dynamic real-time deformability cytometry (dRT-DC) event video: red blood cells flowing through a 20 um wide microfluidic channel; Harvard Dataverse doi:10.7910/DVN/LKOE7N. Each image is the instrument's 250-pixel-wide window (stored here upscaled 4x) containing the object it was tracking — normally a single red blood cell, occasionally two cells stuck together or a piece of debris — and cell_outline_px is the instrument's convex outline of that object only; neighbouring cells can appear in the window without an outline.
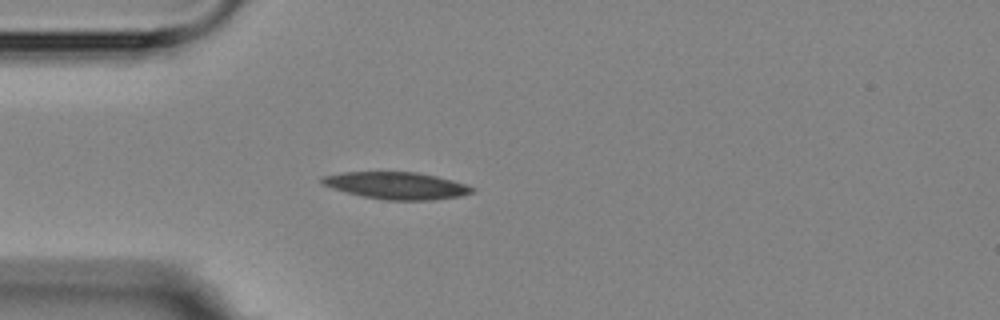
{"species": "Egyptian fruit bat (a non-hibernating species)", "species_latin": "Rousettus aegyptiacus", "temperature_condition": "room temperature", "stored_images_in_passage": 4, "camera_frame_rate_fps": 3000, "um_per_image_px": 0.085, "animal": {"sex": "female"}, "frame": {"image": 1, "passage_image": 4, "time_ms": 3.333, "image_size_px": [1000, 320], "cell_outline_px": [[476, 192], [460, 196], [432, 200], [384, 200], [364, 196], [332, 188], [320, 184], [320, 176], [344, 172], [416, 172], [436, 176], [452, 180], [476, 188]], "centroid_in_image_um": [33.71, 15.77], "position_along_channel_um": 51.3, "area_um2": 23.7}}